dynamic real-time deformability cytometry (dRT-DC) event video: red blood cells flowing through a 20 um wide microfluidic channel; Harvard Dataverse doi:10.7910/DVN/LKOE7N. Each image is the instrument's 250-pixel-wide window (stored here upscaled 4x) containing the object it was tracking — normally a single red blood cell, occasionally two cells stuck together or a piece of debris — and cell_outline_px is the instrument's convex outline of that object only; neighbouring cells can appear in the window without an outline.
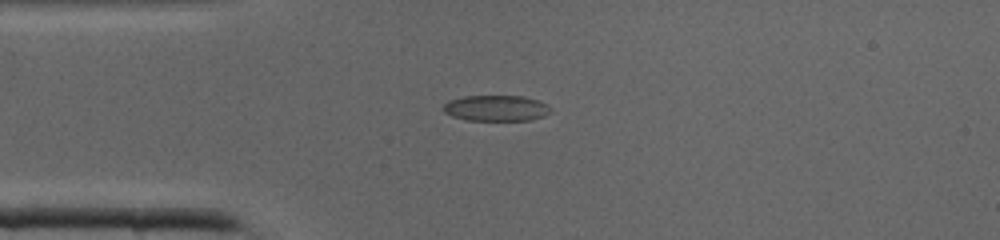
{"species": "common noctule bat (a hibernating species)", "species_latin": "Nyctalus noctula", "temperature_condition": "cold", "stored_images_in_passage": 9, "camera_frame_rate_fps": 3000, "um_per_image_px": 0.085, "animal": {"sex": "male", "body_mass_g": 19.0, "forearm_length_mm": 50.8}, "frame": {"image": 1, "passage_image": 1, "time_ms": 0.0, "image_size_px": [1000, 240], "cell_outline_px": [[552, 112], [544, 116], [528, 120], [468, 120], [452, 116], [444, 112], [444, 104], [448, 100], [464, 96], [524, 96], [548, 104], [552, 108]], "centroid_in_image_um": [42.2, 9.19], "position_along_channel_um": 42.8, "area_um2": 16.18}}
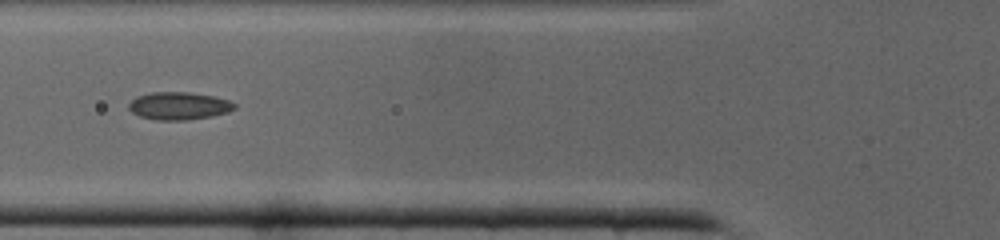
{"frame": {"image": 2, "passage_image": 6, "time_ms": 1.667, "image_size_px": [1000, 240], "cell_outline_px": [[236, 108], [228, 112], [212, 116], [188, 120], [156, 120], [140, 116], [132, 112], [128, 108], [128, 104], [136, 96], [152, 92], [188, 92], [212, 96], [228, 100], [236, 104]], "centroid_in_image_um": [15.2, 9.0], "position_along_channel_um": 110.6, "area_um2": 17.05}}
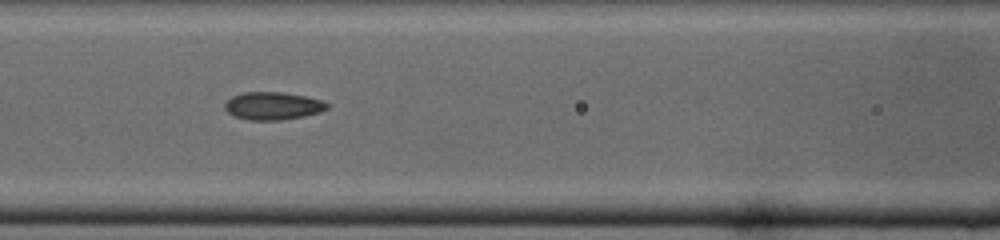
{"frame": {"image": 3, "passage_image": 8, "time_ms": 2.333, "image_size_px": [1000, 240], "cell_outline_px": [[328, 108], [320, 112], [304, 116], [280, 120], [248, 120], [236, 116], [228, 112], [224, 108], [224, 104], [232, 96], [244, 92], [280, 92], [308, 96], [324, 100], [328, 104]], "centroid_in_image_um": [23.22, 8.99], "position_along_channel_um": 143.4, "area_um2": 16.59}}